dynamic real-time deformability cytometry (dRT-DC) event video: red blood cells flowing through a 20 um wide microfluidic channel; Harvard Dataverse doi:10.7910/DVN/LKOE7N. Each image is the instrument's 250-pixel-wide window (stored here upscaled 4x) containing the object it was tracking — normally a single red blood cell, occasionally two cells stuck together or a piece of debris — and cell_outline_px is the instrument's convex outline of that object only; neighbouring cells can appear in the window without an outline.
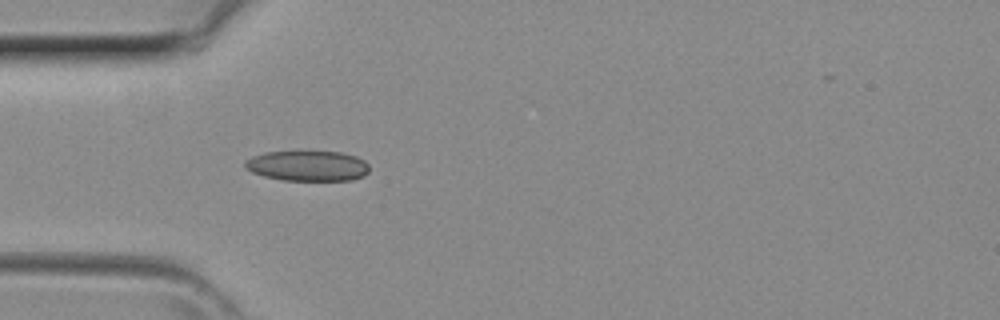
{"species": "common noctule bat (a hibernating species)", "species_latin": "Nyctalus noctula", "temperature_condition": "room temperature", "stored_images_in_passage": 14, "camera_frame_rate_fps": 3000, "um_per_image_px": 0.085, "animal": {"sex": "female", "body_mass_g": 29.2, "forearm_length_mm": 56.3}, "frame": {"image": 1, "passage_image": 1, "time_ms": 0.0, "image_size_px": [1000, 320], "cell_outline_px": [[368, 172], [364, 176], [352, 180], [280, 180], [264, 176], [252, 172], [244, 168], [244, 160], [252, 156], [264, 152], [340, 152], [356, 156], [364, 160], [368, 164]], "centroid_in_image_um": [26.13, 14.1], "position_along_channel_um": 58.9, "area_um2": 22.02}}
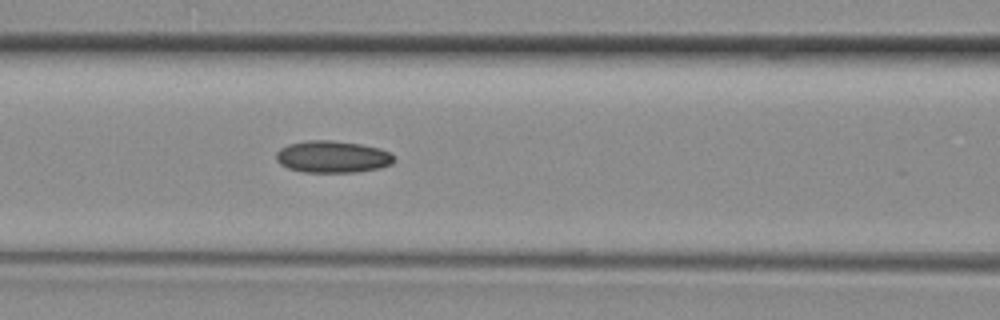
{"frame": {"image": 2, "passage_image": 6, "time_ms": 1.667, "image_size_px": [1000, 320], "cell_outline_px": [[392, 164], [380, 168], [356, 172], [304, 172], [288, 168], [280, 164], [276, 160], [276, 152], [280, 148], [288, 144], [308, 140], [332, 140], [360, 144], [380, 148], [388, 152], [392, 156]], "centroid_in_image_um": [28.22, 13.32], "position_along_channel_um": 138.4, "area_um2": 21.91}}
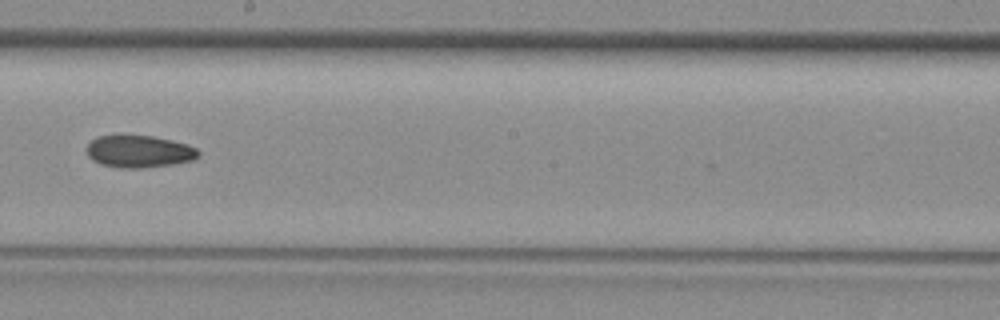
{"frame": {"image": 3, "passage_image": 12, "time_ms": 3.667, "image_size_px": [1000, 320], "cell_outline_px": [[200, 156], [192, 160], [172, 164], [144, 168], [120, 168], [100, 164], [92, 160], [88, 156], [88, 144], [92, 140], [100, 136], [152, 136], [172, 140], [188, 144], [196, 148], [200, 152]], "centroid_in_image_um": [11.85, 12.89], "position_along_channel_um": 236.3, "area_um2": 20.87}}